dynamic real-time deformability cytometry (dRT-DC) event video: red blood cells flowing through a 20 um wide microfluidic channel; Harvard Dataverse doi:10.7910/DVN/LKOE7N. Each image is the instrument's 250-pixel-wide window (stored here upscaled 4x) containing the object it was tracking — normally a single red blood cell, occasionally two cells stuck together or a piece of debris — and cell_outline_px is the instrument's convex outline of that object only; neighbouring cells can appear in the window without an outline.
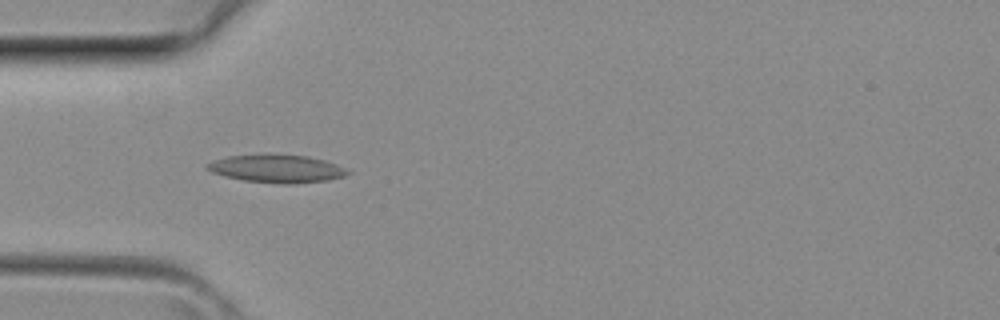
{"species": "common noctule bat (a hibernating species)", "species_latin": "Nyctalus noctula", "temperature_condition": "room temperature", "stored_images_in_passage": 16, "camera_frame_rate_fps": 3000, "um_per_image_px": 0.085, "animal": {"sex": "female", "body_mass_g": 29.2, "forearm_length_mm": 56.3}, "frame": {"image": 1, "passage_image": 11, "time_ms": 3.333, "image_size_px": [1000, 320], "cell_outline_px": [[352, 172], [344, 176], [328, 180], [296, 184], [280, 184], [244, 180], [224, 176], [212, 172], [204, 168], [204, 164], [212, 160], [228, 156], [268, 152], [308, 156], [324, 160], [336, 164]], "centroid_in_image_um": [23.48, 14.31], "position_along_channel_um": 61.5, "area_um2": 23.58}}
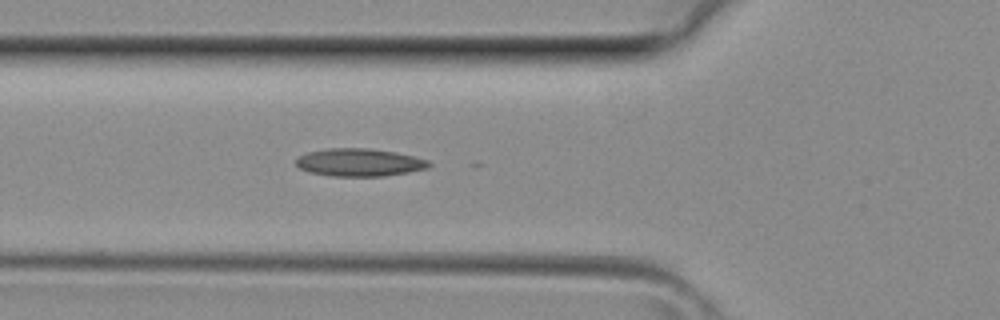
{"frame": {"image": 2, "passage_image": 13, "time_ms": 4.0, "image_size_px": [1000, 320], "cell_outline_px": [[432, 164], [428, 168], [408, 172], [384, 176], [328, 176], [308, 172], [300, 168], [296, 164], [296, 160], [300, 156], [308, 152], [328, 148], [372, 148], [396, 152], [416, 156], [428, 160]], "centroid_in_image_um": [30.57, 13.8], "position_along_channel_um": 95.2, "area_um2": 21.68}}
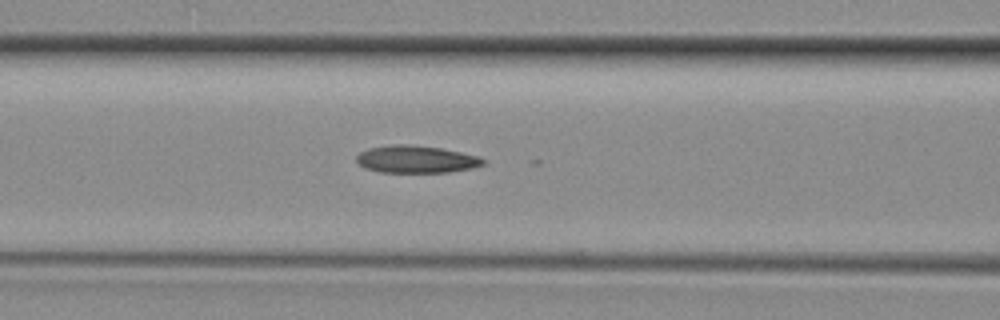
{"frame": {"image": 3, "passage_image": 15, "time_ms": 4.667, "image_size_px": [1000, 320], "cell_outline_px": [[484, 164], [472, 168], [448, 172], [380, 172], [364, 168], [356, 160], [356, 156], [360, 152], [368, 148], [392, 144], [408, 144], [440, 148], [480, 156], [484, 160]], "centroid_in_image_um": [35.35, 13.53], "position_along_channel_um": 131.2, "area_um2": 20.17}}